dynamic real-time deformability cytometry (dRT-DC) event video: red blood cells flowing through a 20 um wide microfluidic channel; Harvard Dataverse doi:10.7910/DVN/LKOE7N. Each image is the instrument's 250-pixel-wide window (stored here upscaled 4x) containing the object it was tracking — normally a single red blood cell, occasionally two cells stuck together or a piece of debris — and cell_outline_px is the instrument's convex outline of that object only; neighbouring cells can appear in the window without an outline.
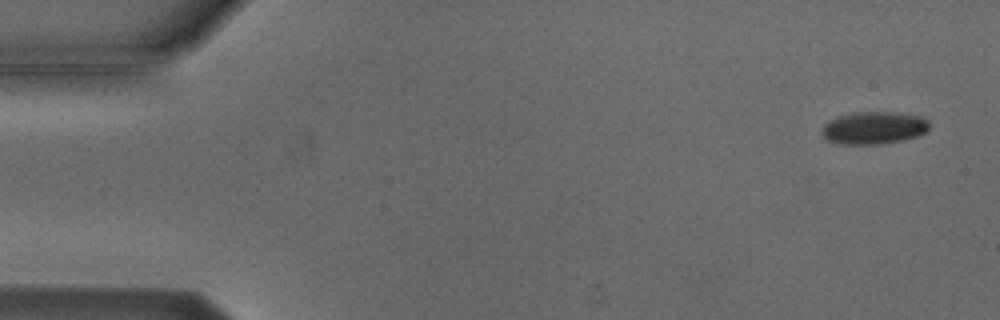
{"species": "Egyptian fruit bat (a non-hibernating species)", "species_latin": "Rousettus aegyptiacus", "temperature_condition": "cold", "stored_images_in_passage": 6, "camera_frame_rate_fps": 3000, "um_per_image_px": 0.085, "animal": {"sex": "male"}, "frame": {"image": 1, "passage_image": 1, "time_ms": 0.0, "image_size_px": [1000, 320], "cell_outline_px": [[928, 128], [920, 136], [880, 144], [840, 144], [828, 140], [820, 132], [824, 124], [828, 120], [836, 116], [852, 112], [892, 112], [924, 116], [928, 120]], "centroid_in_image_um": [74.25, 10.85], "position_along_channel_um": 10.7, "area_um2": 20.52}}
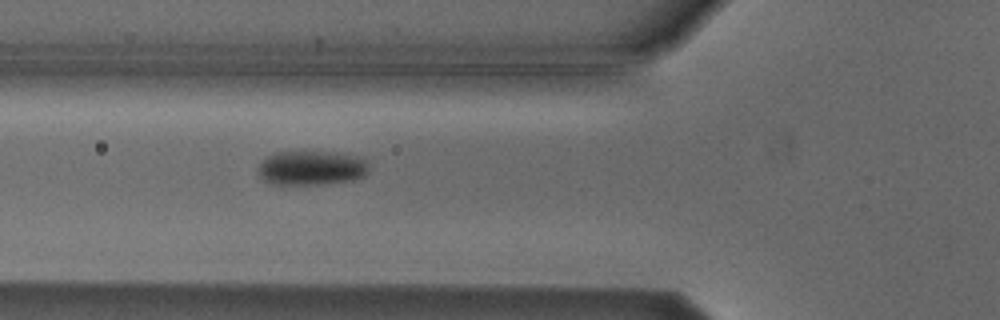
{"frame": {"image": 2, "passage_image": 6, "time_ms": 5.667, "image_size_px": [1000, 320], "cell_outline_px": [[368, 172], [364, 176], [352, 180], [320, 184], [272, 184], [264, 180], [256, 172], [260, 164], [268, 156], [276, 152], [336, 152], [356, 156], [364, 160], [368, 164]], "centroid_in_image_um": [26.46, 14.28], "position_along_channel_um": 99.3, "area_um2": 22.08}}